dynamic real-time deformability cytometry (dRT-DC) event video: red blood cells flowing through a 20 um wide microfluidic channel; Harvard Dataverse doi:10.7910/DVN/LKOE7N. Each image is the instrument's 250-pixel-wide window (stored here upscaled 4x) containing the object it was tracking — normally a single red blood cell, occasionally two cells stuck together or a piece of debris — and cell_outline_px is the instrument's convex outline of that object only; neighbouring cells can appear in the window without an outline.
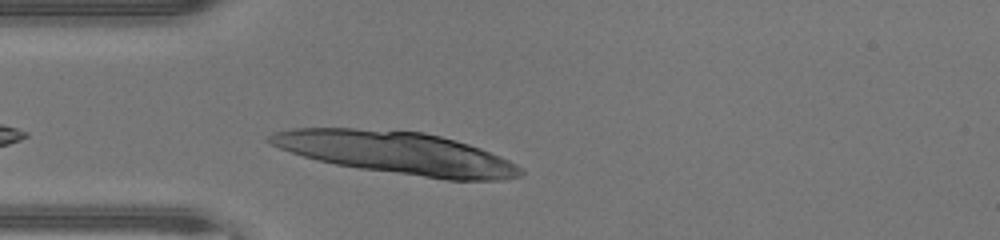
{"species": "human", "species_latin": "Homo sapiens", "temperature_condition": "warm", "stored_images_in_passage": 26, "camera_frame_rate_fps": 3000, "um_per_image_px": 0.085, "donor": {"sex": "male"}, "frame": {"image": 1, "passage_image": 2, "time_ms": 0.333, "image_size_px": [1000, 240], "cell_outline_px": [[524, 172], [520, 176], [500, 180], [444, 180], [360, 168], [336, 164], [316, 160], [280, 148], [264, 140], [272, 132], [292, 128], [356, 128], [424, 132], [456, 140], [480, 148], [508, 160], [524, 168]], "centroid_in_image_um": [33.72, 12.99], "position_along_channel_um": 51.3, "area_um2": 61.85}}